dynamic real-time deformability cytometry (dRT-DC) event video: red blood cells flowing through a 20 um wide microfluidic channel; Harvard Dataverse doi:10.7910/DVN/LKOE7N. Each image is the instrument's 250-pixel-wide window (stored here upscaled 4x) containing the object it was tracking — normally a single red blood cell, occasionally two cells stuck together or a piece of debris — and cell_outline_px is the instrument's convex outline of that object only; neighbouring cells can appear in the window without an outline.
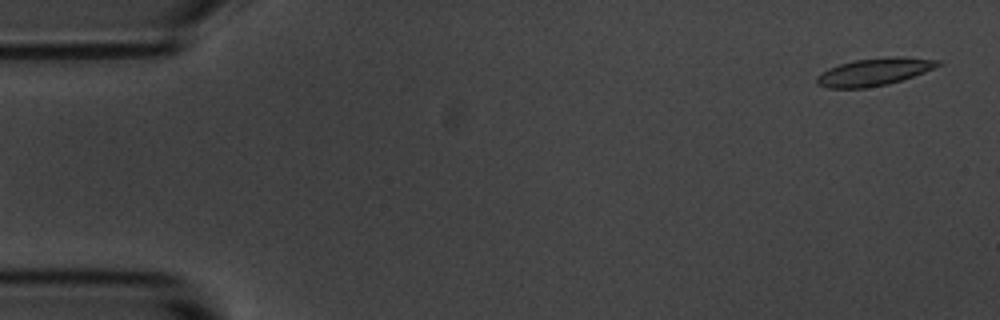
{"species": "common noctule bat (a hibernating species)", "species_latin": "Nyctalus noctula", "temperature_condition": "room temperature", "stored_images_in_passage": 3, "camera_frame_rate_fps": 3000, "um_per_image_px": 0.085, "animal": {"sex": "male", "body_mass_g": 20.1, "forearm_length_mm": 53.5}, "frame": {"image": 1, "passage_image": 1, "time_ms": 0.0, "image_size_px": [1000, 320], "cell_outline_px": [[944, 64], [924, 72], [888, 84], [864, 88], [828, 88], [816, 84], [816, 76], [828, 68], [840, 64], [856, 60], [892, 56], [896, 56], [940, 60]], "centroid_in_image_um": [74.3, 6.11], "position_along_channel_um": 10.7, "area_um2": 19.31}}